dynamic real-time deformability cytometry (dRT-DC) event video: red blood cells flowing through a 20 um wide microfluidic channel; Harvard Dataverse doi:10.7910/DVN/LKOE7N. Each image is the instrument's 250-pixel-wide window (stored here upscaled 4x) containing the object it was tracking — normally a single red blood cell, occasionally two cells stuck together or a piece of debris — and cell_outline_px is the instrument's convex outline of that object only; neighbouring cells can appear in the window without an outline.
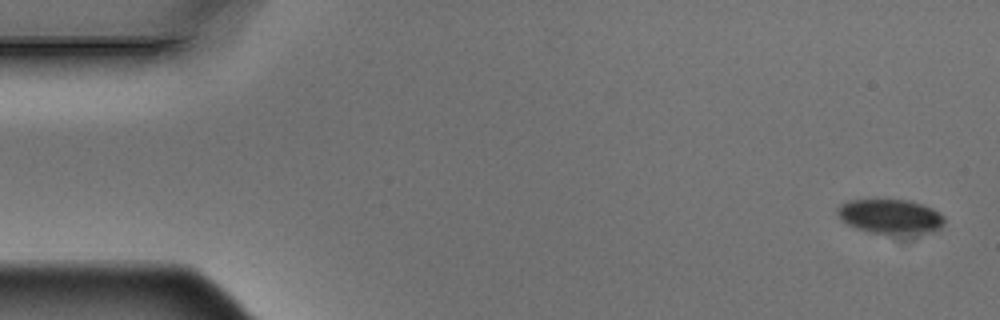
{"species": "Egyptian fruit bat (a non-hibernating species)", "species_latin": "Rousettus aegyptiacus", "temperature_condition": "warm", "stored_images_in_passage": 5, "camera_frame_rate_fps": 3000, "um_per_image_px": 0.085, "animal": {"sex": "male"}, "frame": {"image": 1, "passage_image": 1, "time_ms": 0.0, "image_size_px": [1000, 320], "cell_outline_px": [[944, 224], [940, 228], [932, 232], [872, 232], [856, 228], [848, 224], [836, 212], [836, 208], [840, 204], [848, 200], [908, 200], [932, 208], [944, 216]], "centroid_in_image_um": [75.67, 18.36], "position_along_channel_um": 9.3, "area_um2": 20.87}}
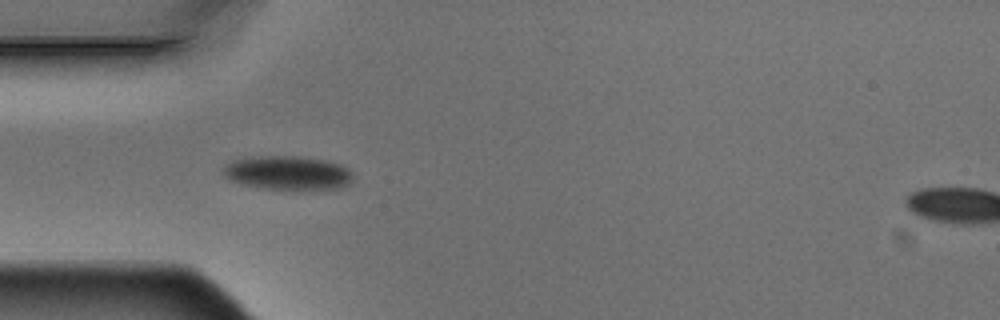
{"frame": {"image": 2, "passage_image": 5, "time_ms": 1.333, "image_size_px": [1000, 320], "cell_outline_px": [[352, 180], [348, 184], [340, 188], [300, 192], [264, 188], [240, 184], [228, 180], [224, 176], [224, 164], [232, 160], [252, 156], [300, 156], [324, 160], [340, 164], [348, 168], [352, 172]], "centroid_in_image_um": [24.46, 14.72], "position_along_channel_um": 60.5, "area_um2": 26.59}}